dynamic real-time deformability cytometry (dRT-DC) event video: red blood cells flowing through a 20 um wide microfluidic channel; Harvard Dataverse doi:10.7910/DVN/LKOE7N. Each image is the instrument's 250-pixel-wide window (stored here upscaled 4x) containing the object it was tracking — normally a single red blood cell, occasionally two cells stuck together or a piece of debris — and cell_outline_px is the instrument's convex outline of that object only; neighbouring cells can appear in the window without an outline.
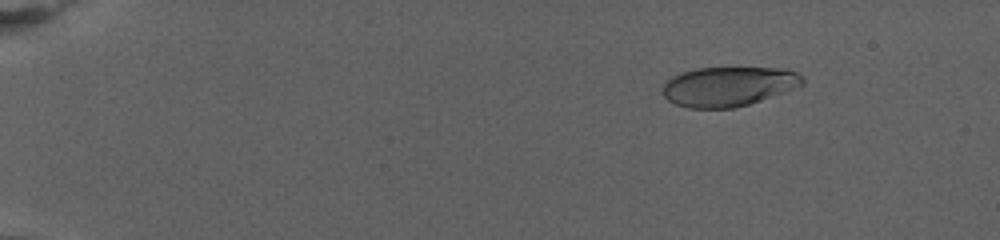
{"species": "human", "species_latin": "Homo sapiens", "temperature_condition": "warm", "stored_images_in_passage": 79, "camera_frame_rate_fps": 3000, "um_per_image_px": 0.085, "donor": {"sex": "female"}, "frame": {"image": 1, "passage_image": 12, "time_ms": 3.667, "image_size_px": [1000, 240], "cell_outline_px": [[804, 84], [748, 104], [736, 108], [688, 108], [676, 104], [668, 100], [664, 96], [664, 84], [672, 76], [680, 72], [696, 68], [788, 68], [804, 76]], "centroid_in_image_um": [61.92, 7.33], "position_along_channel_um": 23.1, "area_um2": 32.08}}
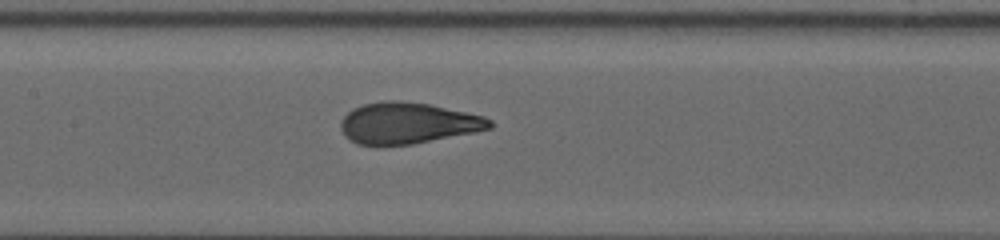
{"frame": {"image": 2, "passage_image": 42, "time_ms": 13.667, "image_size_px": [1000, 240], "cell_outline_px": [[492, 128], [412, 144], [356, 144], [344, 136], [340, 128], [340, 120], [352, 108], [364, 104], [384, 100], [400, 100], [428, 104], [484, 116], [492, 120]], "centroid_in_image_um": [34.62, 10.45], "position_along_channel_um": 172.8, "area_um2": 35.49}}
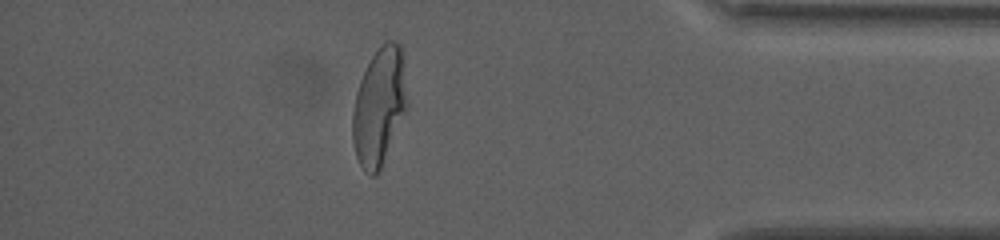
{"frame": {"image": 3, "passage_image": 70, "time_ms": 23.0, "image_size_px": [1000, 240], "cell_outline_px": [[408, 104], [380, 168], [376, 176], [372, 176], [364, 172], [356, 156], [352, 140], [352, 112], [356, 92], [360, 80], [372, 56], [380, 44], [384, 40], [392, 40], [400, 44]], "centroid_in_image_um": [32.2, 9.04], "position_along_channel_um": 403.0, "area_um2": 36.93}, "authors_computed_cell_mechanics": {"area_um2": 35.4892, "velocity_mm_per_s": 2.7613, "shape_relaxation_time_tau1_ms": 7.1402, "shape_relaxation_time_tau2_ms": null, "deformation_change_tau1": 0.2533, "deformation_change_tau2": null}}